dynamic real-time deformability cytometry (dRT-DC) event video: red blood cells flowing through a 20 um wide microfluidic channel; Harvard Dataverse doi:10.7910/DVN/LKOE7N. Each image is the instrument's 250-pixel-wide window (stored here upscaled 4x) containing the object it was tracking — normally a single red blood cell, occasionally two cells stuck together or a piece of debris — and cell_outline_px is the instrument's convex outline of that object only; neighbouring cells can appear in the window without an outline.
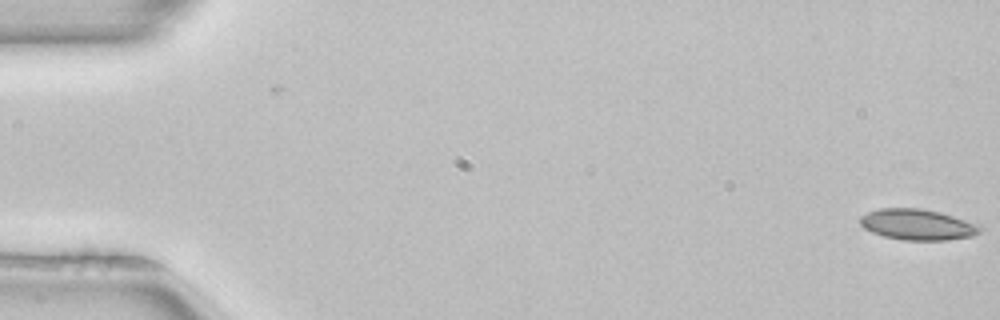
{"species": "common noctule bat (a hibernating species)", "species_latin": "Nyctalus noctula", "temperature_condition": "room temperature", "stored_images_in_passage": 3, "camera_frame_rate_fps": 3000, "um_per_image_px": 0.085, "animal": {"sex": "female", "body_mass_g": 22.7, "forearm_length_mm": 54.2}, "frame": {"image": 1, "passage_image": 3, "time_ms": 0.667, "image_size_px": [1000, 320], "cell_outline_px": [[984, 228], [980, 232], [972, 236], [944, 240], [900, 240], [884, 236], [872, 232], [864, 228], [860, 224], [860, 216], [868, 212], [880, 208], [920, 208], [940, 212], [976, 224]], "centroid_in_image_um": [77.96, 19.09], "position_along_channel_um": 7.0, "area_um2": 21.44}}